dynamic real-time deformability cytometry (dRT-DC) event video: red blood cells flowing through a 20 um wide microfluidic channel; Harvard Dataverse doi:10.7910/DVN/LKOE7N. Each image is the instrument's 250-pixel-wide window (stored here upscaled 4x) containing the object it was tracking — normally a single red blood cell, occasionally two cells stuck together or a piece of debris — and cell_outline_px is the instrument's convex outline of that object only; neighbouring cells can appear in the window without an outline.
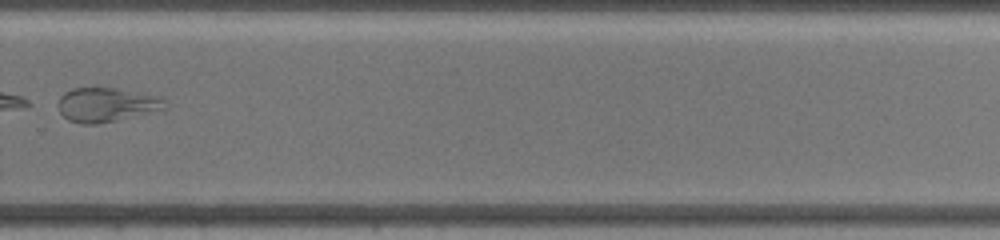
{"species": "common noctule bat (a hibernating species)", "species_latin": "Nyctalus noctula", "temperature_condition": "warm", "stored_images_in_passage": 43, "camera_frame_rate_fps": 3000, "um_per_image_px": 0.085, "animal": {"sex": "female", "body_mass_g": 19.5, "forearm_length_mm": 54.1}, "frame": {"image": 1, "passage_image": 31, "time_ms": 15.667, "image_size_px": [1000, 240], "cell_outline_px": [[168, 108], [116, 120], [96, 124], [80, 124], [68, 120], [60, 112], [56, 104], [60, 96], [64, 92], [72, 88], [116, 88], [160, 96], [164, 100]], "centroid_in_image_um": [9.02, 8.9], "position_along_channel_um": 320.8, "area_um2": 21.33}}